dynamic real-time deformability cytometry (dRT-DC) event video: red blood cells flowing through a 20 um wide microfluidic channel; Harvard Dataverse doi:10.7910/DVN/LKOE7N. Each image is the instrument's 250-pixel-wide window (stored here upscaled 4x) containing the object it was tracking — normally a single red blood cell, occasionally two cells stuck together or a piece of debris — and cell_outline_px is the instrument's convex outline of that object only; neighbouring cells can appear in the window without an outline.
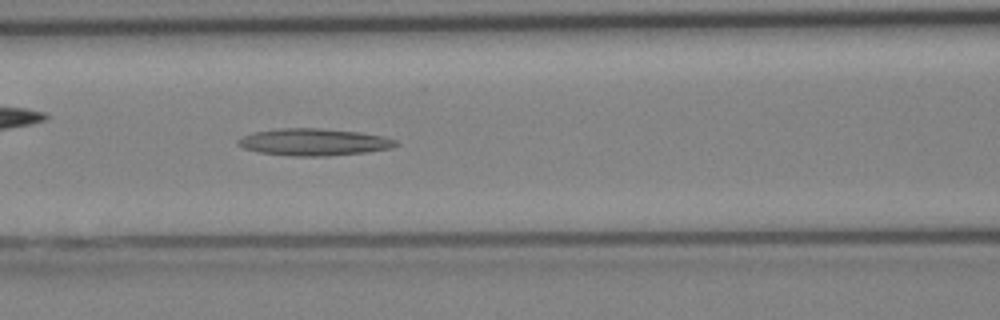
{"species": "Egyptian fruit bat (a non-hibernating species)", "species_latin": "Rousettus aegyptiacus", "temperature_condition": "cold", "stored_images_in_passage": 33, "segment_of_instrument_passage": [1, 2], "camera_frame_rate_fps": 3000, "um_per_image_px": 0.085, "animal": {"sex": "female"}, "frame": {"image": 1, "passage_image": 12, "time_ms": 3.667, "image_size_px": [1000, 320], "cell_outline_px": [[400, 144], [392, 148], [364, 152], [324, 156], [296, 156], [260, 152], [244, 148], [236, 144], [236, 140], [244, 136], [256, 132], [280, 128], [320, 128], [360, 132], [384, 136], [396, 140]], "centroid_in_image_um": [26.71, 12.07], "position_along_channel_um": 139.9, "area_um2": 24.68}}
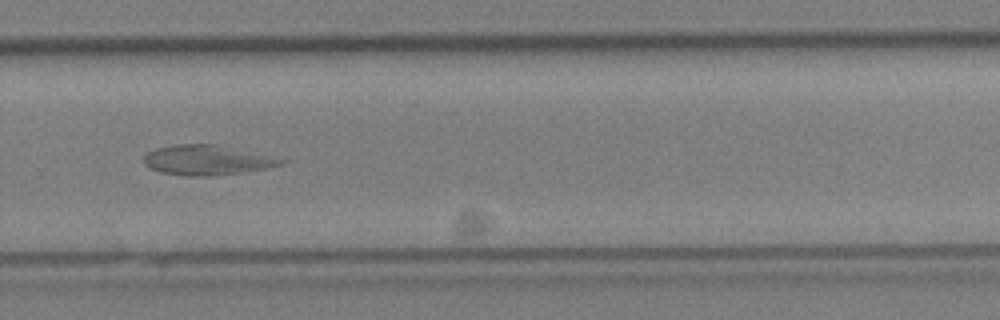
{"frame": {"image": 2, "passage_image": 21, "time_ms": 6.667, "image_size_px": [1000, 320], "cell_outline_px": [[288, 160], [284, 164], [268, 168], [244, 172], [208, 176], [188, 176], [160, 172], [144, 164], [144, 156], [148, 152], [156, 148], [176, 144], [216, 144], [272, 156]], "centroid_in_image_um": [17.62, 13.61], "position_along_channel_um": 312.2, "area_um2": 23.87}}
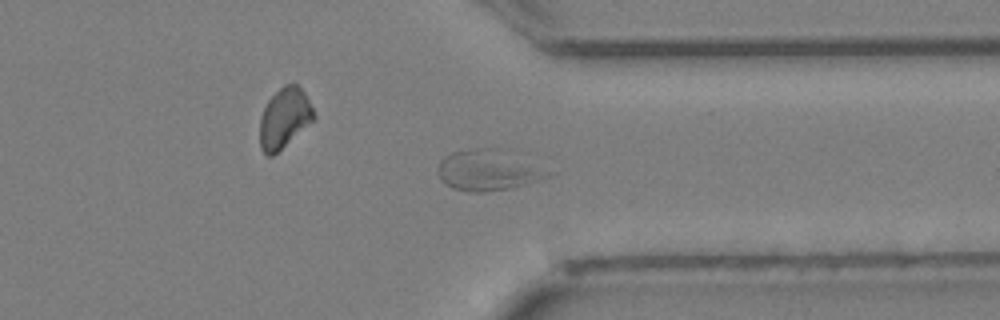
{"frame": {"image": 3, "passage_image": 24, "time_ms": 7.667, "image_size_px": [1000, 320], "cell_outline_px": [[560, 172], [540, 180], [508, 188], [480, 192], [468, 192], [452, 188], [444, 184], [440, 180], [440, 160], [444, 156], [452, 152], [472, 148], [504, 148]], "centroid_in_image_um": [41.63, 14.44], "position_along_channel_um": 369.8, "area_um2": 26.93}}